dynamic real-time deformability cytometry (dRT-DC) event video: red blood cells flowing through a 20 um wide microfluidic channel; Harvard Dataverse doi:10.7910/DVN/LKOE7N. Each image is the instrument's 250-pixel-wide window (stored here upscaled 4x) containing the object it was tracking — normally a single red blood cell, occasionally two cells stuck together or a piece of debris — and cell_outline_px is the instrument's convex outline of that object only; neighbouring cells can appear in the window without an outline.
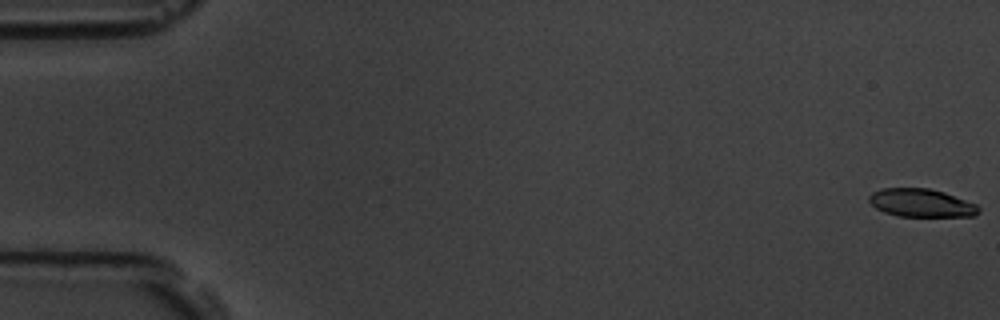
{"species": "common noctule bat (a hibernating species)", "species_latin": "Nyctalus noctula", "temperature_condition": "room temperature", "stored_images_in_passage": 5, "camera_frame_rate_fps": 3000, "um_per_image_px": 0.085, "animal": {"sex": "male", "body_mass_g": 19.5, "forearm_length_mm": 54.6}, "frame": {"image": 1, "passage_image": 1, "time_ms": 0.0, "image_size_px": [1000, 320], "cell_outline_px": [[980, 212], [976, 216], [896, 216], [884, 212], [876, 208], [868, 200], [868, 196], [872, 192], [880, 188], [928, 188], [944, 192], [976, 204], [980, 208]], "centroid_in_image_um": [78.29, 17.25], "position_along_channel_um": 6.7, "area_um2": 18.03}}
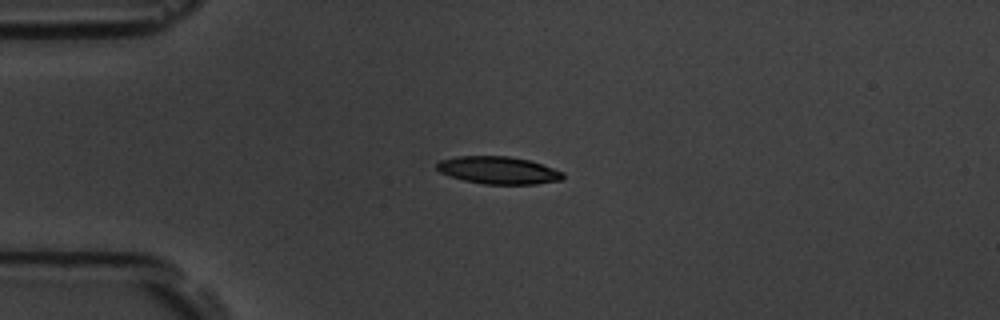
{"frame": {"image": 2, "passage_image": 5, "time_ms": 4.667, "image_size_px": [1000, 320], "cell_outline_px": [[564, 176], [560, 180], [536, 184], [484, 184], [464, 180], [440, 172], [436, 168], [436, 164], [440, 160], [456, 156], [508, 156], [528, 160], [564, 172]], "centroid_in_image_um": [42.34, 14.47], "position_along_channel_um": 42.7, "area_um2": 20.0}}